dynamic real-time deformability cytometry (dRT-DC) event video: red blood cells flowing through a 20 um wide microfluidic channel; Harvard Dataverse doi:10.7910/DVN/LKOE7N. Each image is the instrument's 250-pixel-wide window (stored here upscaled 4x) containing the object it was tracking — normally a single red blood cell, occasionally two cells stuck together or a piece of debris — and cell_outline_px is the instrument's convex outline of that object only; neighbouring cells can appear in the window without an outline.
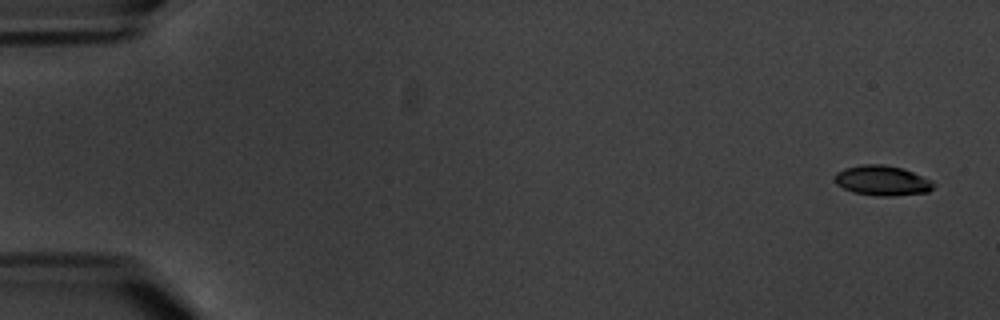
{"species": "common noctule bat (a hibernating species)", "species_latin": "Nyctalus noctula", "temperature_condition": "warm", "stored_images_in_passage": 6, "camera_frame_rate_fps": 3000, "um_per_image_px": 0.085, "animal": {"sex": "male", "body_mass_g": 20.1, "forearm_length_mm": 53.5}, "frame": {"image": 1, "passage_image": 1, "time_ms": 0.0, "image_size_px": [1000, 320], "cell_outline_px": [[936, 184], [928, 192], [892, 196], [876, 196], [852, 192], [836, 184], [836, 172], [844, 168], [864, 164], [884, 164], [904, 168], [932, 180]], "centroid_in_image_um": [75.01, 15.34], "position_along_channel_um": 10.0, "area_um2": 17.4}}
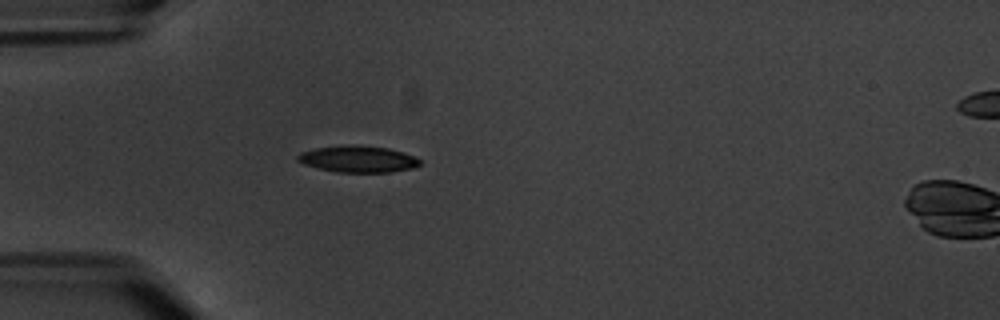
{"frame": {"image": 2, "passage_image": 5, "time_ms": 5.333, "image_size_px": [1000, 320], "cell_outline_px": [[420, 164], [412, 168], [392, 172], [336, 172], [304, 164], [296, 160], [296, 156], [300, 152], [316, 148], [348, 144], [388, 148], [404, 152], [420, 160]], "centroid_in_image_um": [30.4, 13.51], "position_along_channel_um": 54.6, "area_um2": 18.84}}